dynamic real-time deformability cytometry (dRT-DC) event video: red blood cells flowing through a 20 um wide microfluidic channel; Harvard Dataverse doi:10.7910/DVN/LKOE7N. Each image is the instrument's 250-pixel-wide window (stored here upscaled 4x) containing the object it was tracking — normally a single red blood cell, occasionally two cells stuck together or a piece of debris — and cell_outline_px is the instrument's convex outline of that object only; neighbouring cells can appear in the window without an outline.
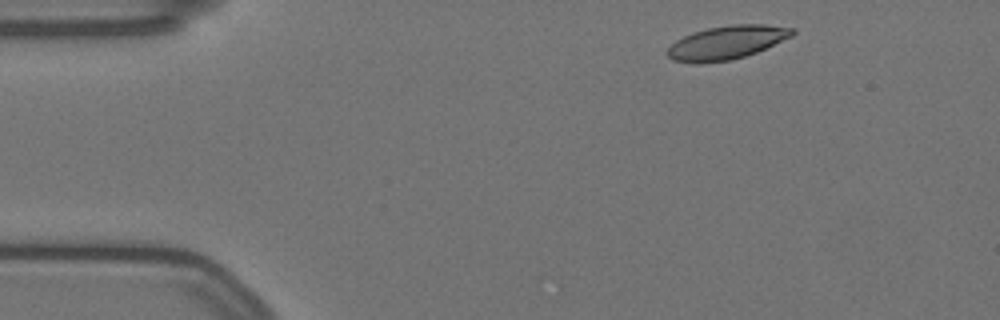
{"species": "Egyptian fruit bat (a non-hibernating species)", "species_latin": "Rousettus aegyptiacus", "temperature_condition": "warm", "stored_images_in_passage": 8, "camera_frame_rate_fps": 3000, "um_per_image_px": 0.085, "animal": {"sex": "female"}, "frame": {"image": 1, "passage_image": 3, "time_ms": 0.667, "image_size_px": [1000, 320], "cell_outline_px": [[796, 32], [792, 36], [756, 52], [732, 60], [696, 64], [672, 60], [664, 52], [676, 40], [692, 32], [708, 28], [732, 24], [764, 24], [796, 28]], "centroid_in_image_um": [61.75, 3.61], "position_along_channel_um": 23.2, "area_um2": 24.57}}